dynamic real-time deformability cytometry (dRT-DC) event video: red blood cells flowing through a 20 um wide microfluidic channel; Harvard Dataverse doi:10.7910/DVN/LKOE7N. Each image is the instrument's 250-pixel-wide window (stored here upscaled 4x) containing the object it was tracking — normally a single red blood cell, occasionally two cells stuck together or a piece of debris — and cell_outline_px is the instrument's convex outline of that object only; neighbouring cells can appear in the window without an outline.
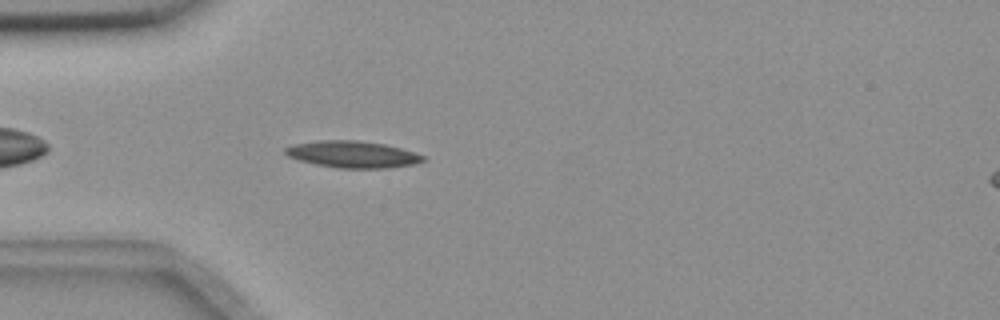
{"species": "common noctule bat (a hibernating species)", "species_latin": "Nyctalus noctula", "temperature_condition": "room temperature", "stored_images_in_passage": 43, "camera_frame_rate_fps": 3000, "um_per_image_px": 0.085, "animal": {"sex": "female", "body_mass_g": 18.4}, "frame": {"image": 1, "passage_image": 4, "time_ms": 1.0, "image_size_px": [1000, 320], "cell_outline_px": [[424, 160], [412, 164], [388, 168], [336, 168], [316, 164], [300, 160], [288, 156], [284, 152], [284, 148], [292, 144], [316, 140], [360, 140], [384, 144], [400, 148], [424, 156]], "centroid_in_image_um": [29.91, 13.11], "position_along_channel_um": 55.1, "area_um2": 21.39}}
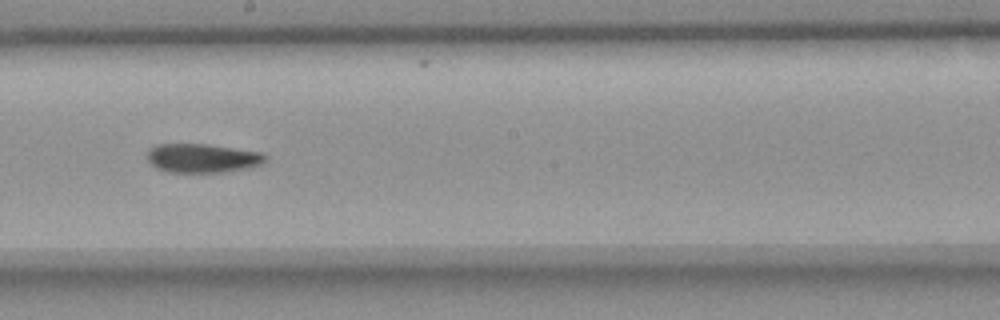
{"frame": {"image": 2, "passage_image": 19, "time_ms": 6.0, "image_size_px": [1000, 320], "cell_outline_px": [[268, 156], [264, 164], [248, 168], [220, 172], [168, 172], [156, 168], [148, 160], [148, 148], [156, 144], [208, 144], [260, 152]], "centroid_in_image_um": [17.21, 13.44], "position_along_channel_um": 231.0, "area_um2": 20.0}}
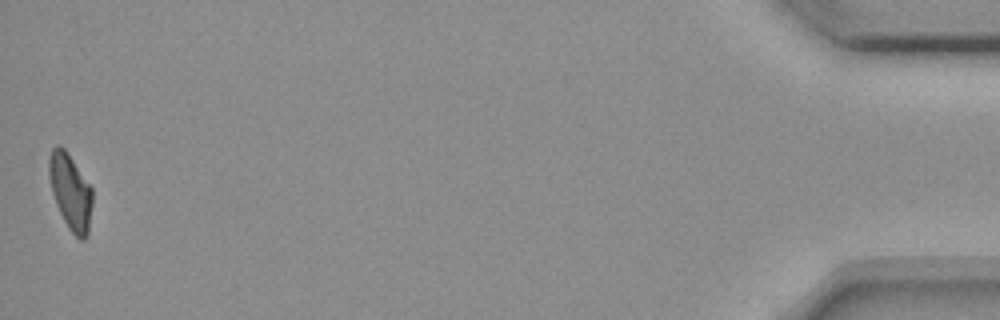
{"frame": {"image": 3, "passage_image": 43, "time_ms": 14.0, "image_size_px": [1000, 320], "cell_outline_px": [[92, 204], [88, 236], [84, 240], [80, 240], [68, 228], [56, 204], [52, 192], [48, 176], [48, 160], [52, 148], [56, 144], [60, 144], [68, 152], [92, 188]], "centroid_in_image_um": [5.98, 16.28], "position_along_channel_um": 429.2, "area_um2": 19.36}, "authors_computed_cell_mechanics": {"area_um2": 20.1144, "velocity_mm_per_s": 3.6521, "shape_relaxation_time_tau1_ms": 6.7399, "shape_relaxation_time_tau2_ms": 6.8598, "deformation_change_tau1": 0.1907, "deformation_change_tau2": 0.1451}}